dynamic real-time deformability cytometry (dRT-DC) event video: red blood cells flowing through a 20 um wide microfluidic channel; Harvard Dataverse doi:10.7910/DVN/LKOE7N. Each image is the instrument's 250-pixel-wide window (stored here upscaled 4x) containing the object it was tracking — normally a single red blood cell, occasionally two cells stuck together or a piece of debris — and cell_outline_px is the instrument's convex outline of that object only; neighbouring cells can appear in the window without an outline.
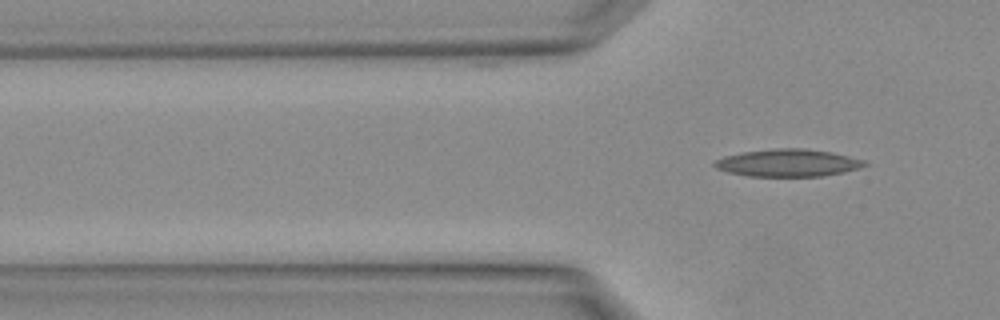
{"species": "Egyptian fruit bat (a non-hibernating species)", "species_latin": "Rousettus aegyptiacus", "temperature_condition": "warm", "stored_images_in_passage": 4, "camera_frame_rate_fps": 3000, "um_per_image_px": 0.085, "animal": {"sex": "female"}, "frame": {"image": 1, "passage_image": 4, "time_ms": 1.0, "image_size_px": [1000, 320], "cell_outline_px": [[868, 164], [860, 168], [844, 172], [824, 176], [748, 176], [728, 172], [716, 168], [712, 164], [716, 160], [724, 156], [744, 152], [772, 148], [804, 148], [832, 152], [864, 160]], "centroid_in_image_um": [66.98, 13.84], "position_along_channel_um": 58.8, "area_um2": 23.99}}